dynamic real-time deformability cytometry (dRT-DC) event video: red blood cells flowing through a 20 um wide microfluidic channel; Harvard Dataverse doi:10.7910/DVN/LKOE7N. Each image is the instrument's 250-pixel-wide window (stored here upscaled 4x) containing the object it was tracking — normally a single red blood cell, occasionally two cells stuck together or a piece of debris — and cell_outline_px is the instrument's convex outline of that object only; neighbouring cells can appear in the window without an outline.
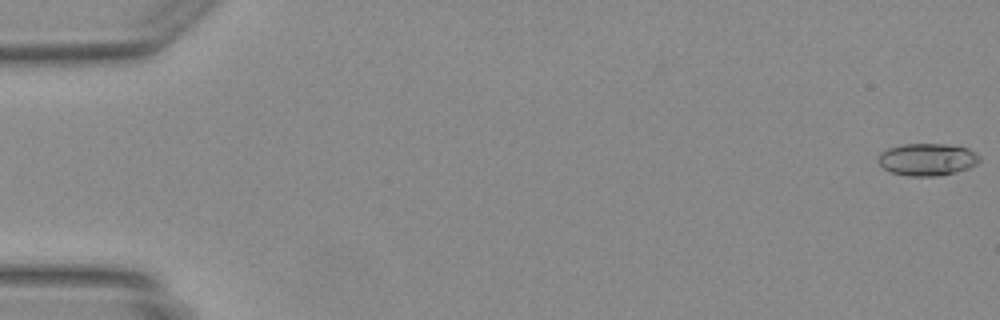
{"species": "Egyptian fruit bat (a non-hibernating species)", "species_latin": "Rousettus aegyptiacus", "temperature_condition": "warm", "stored_images_in_passage": 16, "camera_frame_rate_fps": 3000, "um_per_image_px": 0.085, "animal": {"sex": "female"}, "frame": {"image": 1, "passage_image": 1, "time_ms": 0.0, "image_size_px": [1000, 320], "cell_outline_px": [[980, 160], [976, 164], [968, 168], [956, 172], [940, 176], [908, 176], [892, 172], [884, 168], [880, 164], [880, 152], [888, 148], [904, 144], [948, 144], [968, 148], [976, 152], [980, 156]], "centroid_in_image_um": [78.86, 13.55], "position_along_channel_um": 6.1, "area_um2": 19.02}}
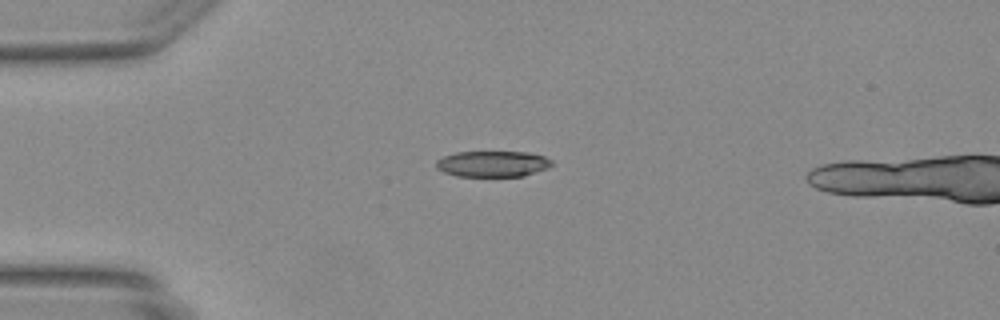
{"frame": {"image": 2, "passage_image": 13, "time_ms": 4.0, "image_size_px": [1000, 320], "cell_outline_px": [[552, 164], [548, 168], [524, 176], [456, 176], [444, 172], [436, 168], [436, 160], [444, 156], [456, 152], [528, 152], [544, 156], [552, 160]], "centroid_in_image_um": [41.88, 13.93], "position_along_channel_um": 43.1, "area_um2": 17.51}}